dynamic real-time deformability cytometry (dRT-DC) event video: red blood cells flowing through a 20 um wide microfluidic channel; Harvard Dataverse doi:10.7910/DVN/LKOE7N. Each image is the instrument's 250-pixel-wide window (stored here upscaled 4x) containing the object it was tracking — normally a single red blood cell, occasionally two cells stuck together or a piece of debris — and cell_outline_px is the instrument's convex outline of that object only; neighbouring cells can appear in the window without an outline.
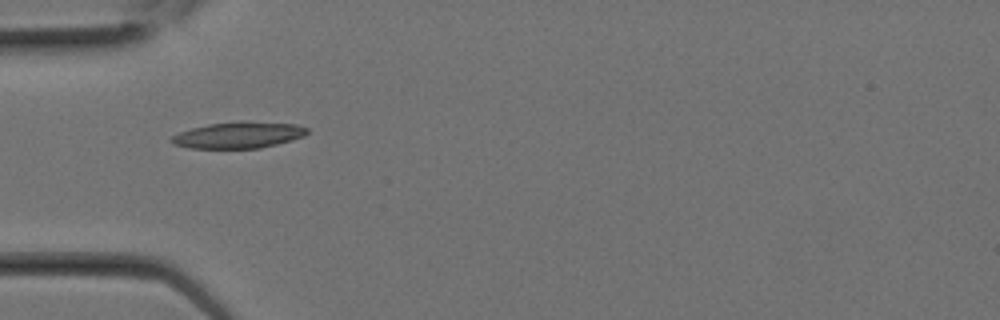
{"species": "Egyptian fruit bat (a non-hibernating species)", "species_latin": "Rousettus aegyptiacus", "temperature_condition": "room temperature", "stored_images_in_passage": 3, "camera_frame_rate_fps": 3000, "um_per_image_px": 0.085, "animal": {"sex": "female"}, "frame": {"image": 1, "passage_image": 3, "time_ms": 0.667, "image_size_px": [1000, 320], "cell_outline_px": [[308, 132], [304, 136], [292, 140], [260, 148], [188, 148], [172, 144], [168, 140], [172, 136], [180, 132], [192, 128], [208, 124], [240, 120], [296, 124], [308, 128]], "centroid_in_image_um": [20.26, 11.47], "position_along_channel_um": 64.7, "area_um2": 21.04}}